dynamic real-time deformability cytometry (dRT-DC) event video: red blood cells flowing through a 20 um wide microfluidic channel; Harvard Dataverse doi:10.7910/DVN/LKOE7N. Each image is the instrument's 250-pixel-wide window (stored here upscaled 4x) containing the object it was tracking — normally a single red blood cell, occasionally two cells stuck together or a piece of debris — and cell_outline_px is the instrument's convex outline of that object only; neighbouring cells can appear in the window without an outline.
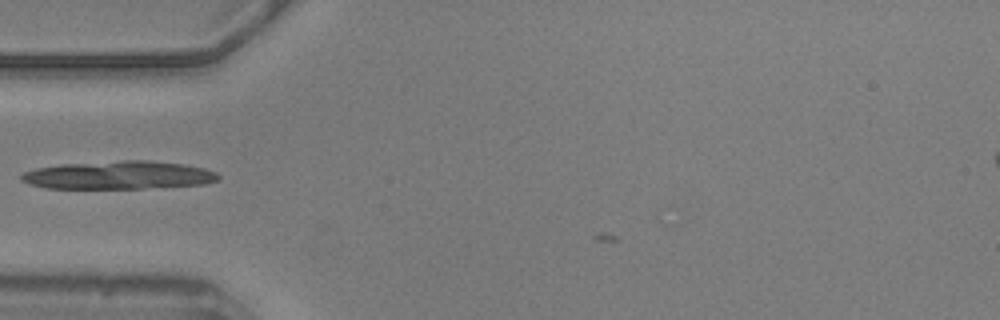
{"species": "common noctule bat (a hibernating species)", "species_latin": "Nyctalus noctula", "temperature_condition": "warm", "stored_images_in_passage": 34, "camera_frame_rate_fps": 3000, "um_per_image_px": 0.085, "animal": {"sex": "male", "body_mass_g": 20.5, "forearm_length_mm": 52.5}, "frame": {"image": 1, "passage_image": 2, "time_ms": 0.333, "image_size_px": [1000, 320], "cell_outline_px": [[220, 180], [204, 184], [140, 188], [44, 188], [20, 180], [20, 176], [24, 172], [36, 168], [60, 164], [124, 160], [148, 160], [184, 164], [204, 168], [216, 172], [220, 176]], "centroid_in_image_um": [10.1, 14.88], "position_along_channel_um": 74.9, "area_um2": 32.25}}
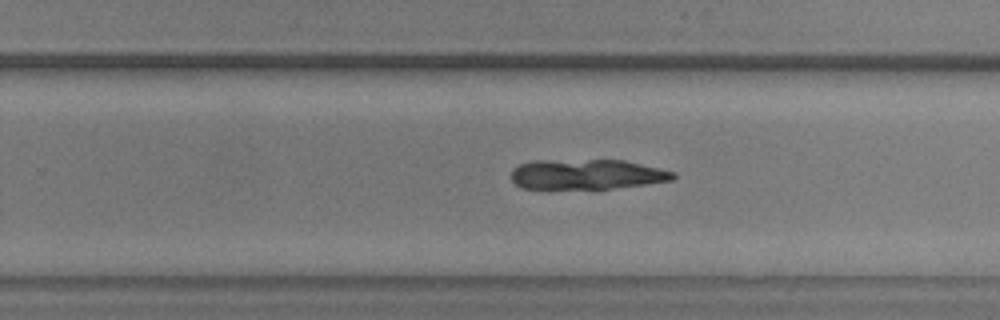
{"frame": {"image": 2, "passage_image": 19, "time_ms": 6.0, "image_size_px": [1000, 320], "cell_outline_px": [[676, 176], [672, 180], [644, 184], [612, 188], [520, 188], [512, 180], [512, 168], [520, 164], [532, 160], [624, 160], [660, 168], [676, 172]], "centroid_in_image_um": [49.87, 14.8], "position_along_channel_um": 279.9, "area_um2": 28.26}}
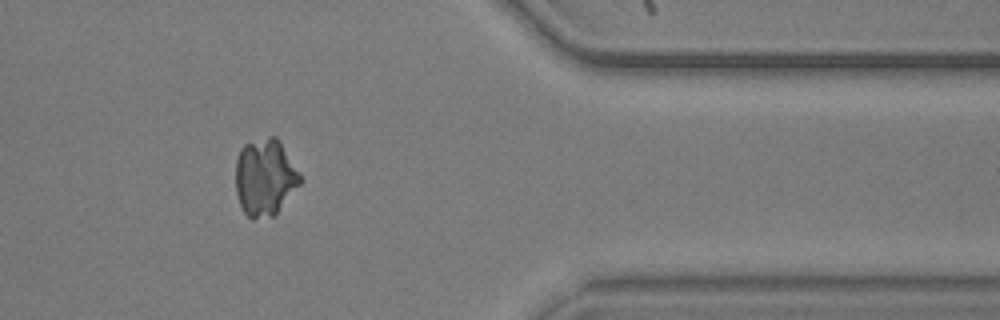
{"frame": {"image": 3, "passage_image": 30, "time_ms": 9.667, "image_size_px": [1000, 320], "cell_outline_px": [[304, 180], [276, 216], [252, 220], [244, 212], [240, 204], [236, 192], [236, 160], [240, 148], [244, 144], [268, 136], [276, 136], [280, 140]], "centroid_in_image_um": [22.55, 15.1], "position_along_channel_um": 388.8, "area_um2": 29.54}}